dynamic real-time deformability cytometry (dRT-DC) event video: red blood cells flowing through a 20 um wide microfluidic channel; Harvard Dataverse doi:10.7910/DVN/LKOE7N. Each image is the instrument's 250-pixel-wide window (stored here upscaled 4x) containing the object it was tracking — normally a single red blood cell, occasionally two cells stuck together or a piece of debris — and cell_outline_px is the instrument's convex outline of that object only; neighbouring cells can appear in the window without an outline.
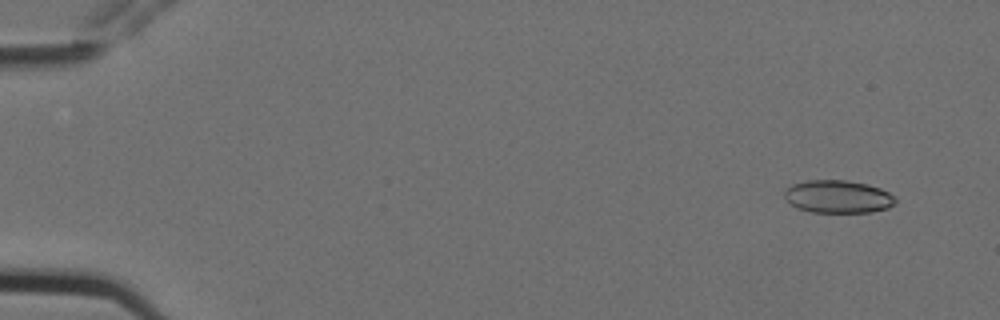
{"species": "Egyptian fruit bat (a non-hibernating species)", "species_latin": "Rousettus aegyptiacus", "temperature_condition": "cold", "stored_images_in_passage": 5, "camera_frame_rate_fps": 3000, "um_per_image_px": 0.085, "animal": {"sex": "female"}, "frame": {"image": 1, "passage_image": 1, "time_ms": 0.0, "image_size_px": [1000, 320], "cell_outline_px": [[896, 204], [888, 208], [872, 212], [812, 212], [800, 208], [792, 204], [784, 196], [784, 192], [792, 184], [808, 180], [844, 180], [868, 184], [880, 188], [896, 196]], "centroid_in_image_um": [71.29, 16.71], "position_along_channel_um": 13.7, "area_um2": 21.15}}
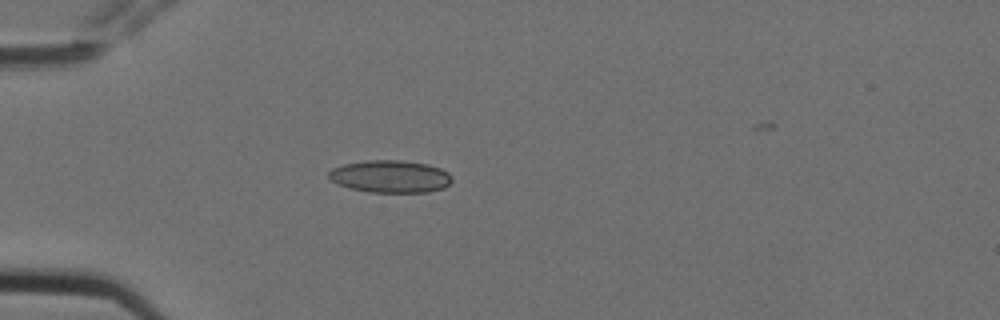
{"frame": {"image": 2, "passage_image": 4, "time_ms": 1.0, "image_size_px": [1000, 320], "cell_outline_px": [[452, 180], [444, 188], [428, 192], [368, 192], [348, 188], [336, 184], [328, 176], [328, 172], [332, 168], [344, 164], [368, 160], [400, 160], [428, 164], [440, 168], [448, 172], [452, 176]], "centroid_in_image_um": [33.17, 15.0], "position_along_channel_um": 51.8, "area_um2": 23.41}}